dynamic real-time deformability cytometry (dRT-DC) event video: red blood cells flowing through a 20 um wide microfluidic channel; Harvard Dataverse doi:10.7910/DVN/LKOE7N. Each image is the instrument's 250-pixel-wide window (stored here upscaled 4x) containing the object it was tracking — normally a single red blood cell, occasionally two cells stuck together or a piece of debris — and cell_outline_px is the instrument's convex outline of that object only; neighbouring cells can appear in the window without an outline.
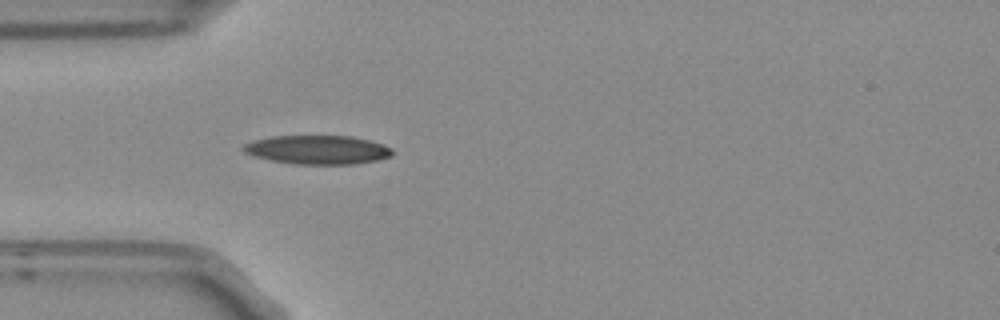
{"species": "Egyptian fruit bat (a non-hibernating species)", "species_latin": "Rousettus aegyptiacus", "temperature_condition": "room temperature", "stored_images_in_passage": 1, "camera_frame_rate_fps": 3000, "um_per_image_px": 0.085, "frame": {"image": 1, "passage_image": 1, "time_ms": 0.0, "image_size_px": [1000, 320], "cell_outline_px": [[392, 156], [376, 160], [352, 164], [296, 164], [272, 160], [256, 156], [244, 152], [240, 148], [244, 144], [252, 140], [272, 136], [352, 136], [384, 144], [392, 148]], "centroid_in_image_um": [26.99, 12.72], "position_along_channel_um": 58.0, "area_um2": 24.97}}